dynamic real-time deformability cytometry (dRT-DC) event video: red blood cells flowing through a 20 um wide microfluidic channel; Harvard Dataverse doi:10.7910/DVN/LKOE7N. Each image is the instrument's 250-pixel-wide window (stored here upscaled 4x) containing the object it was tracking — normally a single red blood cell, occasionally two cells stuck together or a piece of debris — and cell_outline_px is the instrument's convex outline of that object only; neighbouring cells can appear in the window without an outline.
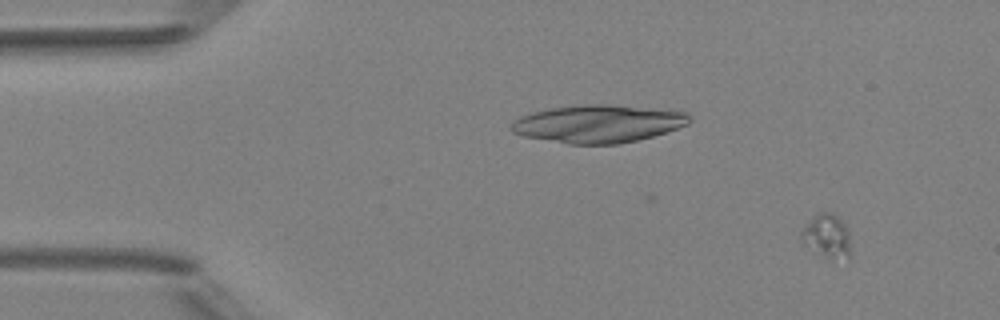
{"species": "Egyptian fruit bat (a non-hibernating species)", "species_latin": "Rousettus aegyptiacus", "temperature_condition": "room temperature", "stored_images_in_passage": 5, "camera_frame_rate_fps": 3000, "um_per_image_px": 0.085, "animal": {"sex": "female"}, "frame": {"image": 1, "passage_image": 1, "time_ms": 0.0, "image_size_px": [1000, 320], "cell_outline_px": [[852, 256], [824, 256], [804, 240], [800, 236], [800, 232], [820, 212], [828, 212], [836, 216], [844, 224], [848, 232]], "centroid_in_image_um": [70.35, 20.02], "position_along_channel_um": 14.7, "area_um2": 11.44}}